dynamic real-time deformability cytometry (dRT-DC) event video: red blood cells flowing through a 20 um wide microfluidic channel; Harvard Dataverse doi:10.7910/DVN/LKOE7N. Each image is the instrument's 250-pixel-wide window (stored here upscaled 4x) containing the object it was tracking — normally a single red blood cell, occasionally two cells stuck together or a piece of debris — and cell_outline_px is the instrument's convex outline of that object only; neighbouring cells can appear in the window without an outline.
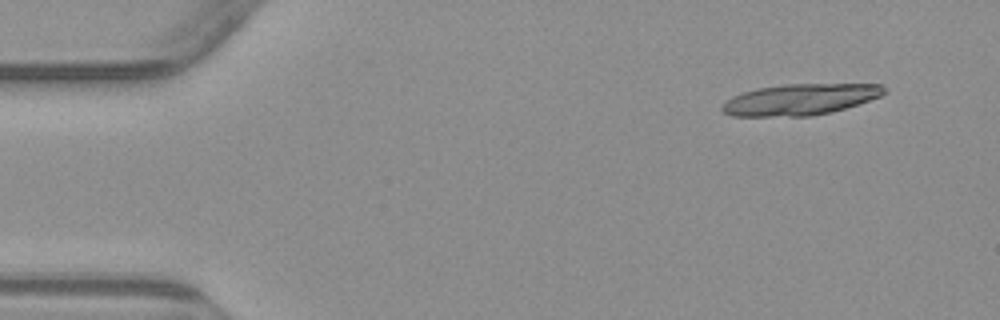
{"species": "common noctule bat (a hibernating species)", "species_latin": "Nyctalus noctula", "temperature_condition": "warm", "stored_images_in_passage": 4, "camera_frame_rate_fps": 3000, "um_per_image_px": 0.085, "animal": {"sex": "male", "body_mass_g": 23.1, "forearm_length_mm": 52.7}, "frame": {"image": 1, "passage_image": 1, "time_ms": 0.0, "image_size_px": [1000, 320], "cell_outline_px": [[884, 92], [880, 96], [832, 112], [812, 116], [732, 116], [724, 112], [720, 108], [720, 104], [732, 96], [756, 88], [784, 84], [884, 84]], "centroid_in_image_um": [67.94, 8.45], "position_along_channel_um": 17.1, "area_um2": 29.36}}